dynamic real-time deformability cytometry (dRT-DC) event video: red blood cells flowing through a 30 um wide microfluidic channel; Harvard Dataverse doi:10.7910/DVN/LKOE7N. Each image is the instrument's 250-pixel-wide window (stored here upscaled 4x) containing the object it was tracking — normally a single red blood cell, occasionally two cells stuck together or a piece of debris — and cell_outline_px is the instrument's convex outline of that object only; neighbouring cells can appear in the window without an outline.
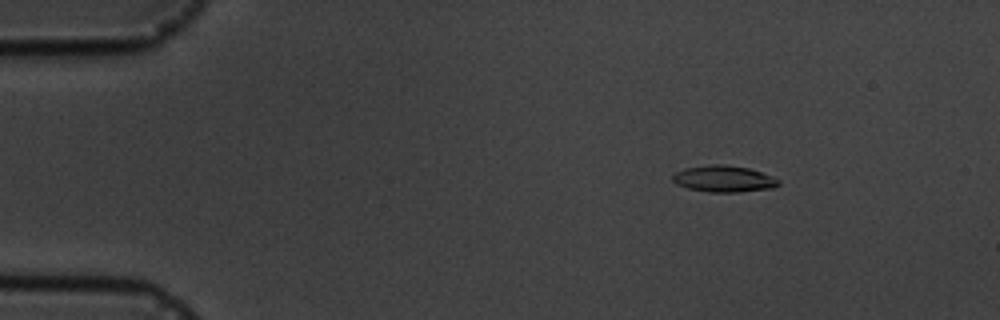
{"species": "common noctule bat (a hibernating species)", "species_latin": "Nyctalus noctula", "temperature_condition": "cold", "stored_images_in_passage": 8, "camera_frame_rate_fps": 3000, "um_per_image_px": 0.085, "animal": {"sex": "male", "body_mass_g": 19.5, "forearm_length_mm": 54.6}, "frame": {"image": 1, "passage_image": 3, "time_ms": 2.0, "image_size_px": [1000, 320], "cell_outline_px": [[780, 184], [772, 188], [740, 192], [708, 192], [688, 188], [676, 184], [672, 180], [672, 176], [676, 172], [684, 168], [712, 164], [724, 164], [748, 168], [772, 176], [780, 180]], "centroid_in_image_um": [61.52, 15.2], "position_along_channel_um": 23.5, "area_um2": 16.36}}
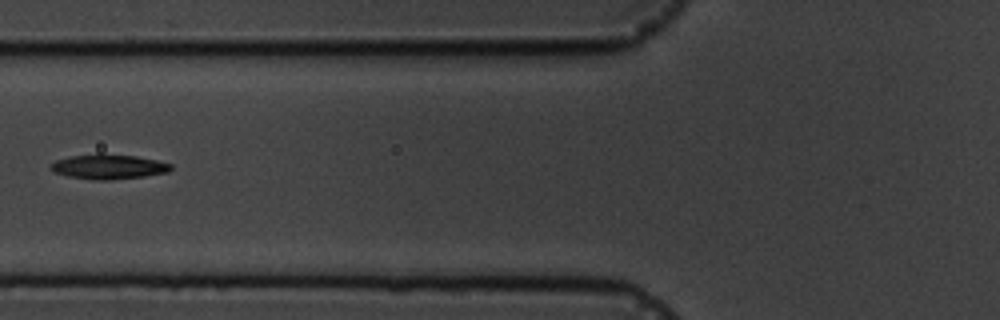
{"frame": {"image": 2, "passage_image": 7, "time_ms": 6.667, "image_size_px": [1000, 320], "cell_outline_px": [[172, 168], [168, 172], [144, 176], [108, 180], [92, 180], [68, 176], [52, 172], [48, 168], [56, 160], [72, 156], [96, 152], [100, 152], [136, 156], [156, 160], [172, 164]], "centroid_in_image_um": [9.19, 14.15], "position_along_channel_um": 116.6, "area_um2": 17.63}}
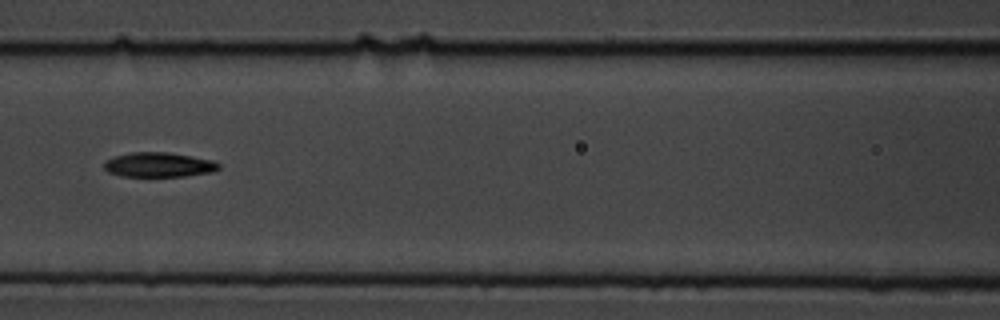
{"frame": {"image": 3, "passage_image": 8, "time_ms": 7.667, "image_size_px": [1000, 320], "cell_outline_px": [[220, 168], [212, 172], [184, 176], [120, 176], [108, 172], [104, 168], [104, 160], [112, 156], [132, 152], [168, 152], [192, 156], [212, 160], [220, 164]], "centroid_in_image_um": [13.46, 14.0], "position_along_channel_um": 153.1, "area_um2": 16.59}}